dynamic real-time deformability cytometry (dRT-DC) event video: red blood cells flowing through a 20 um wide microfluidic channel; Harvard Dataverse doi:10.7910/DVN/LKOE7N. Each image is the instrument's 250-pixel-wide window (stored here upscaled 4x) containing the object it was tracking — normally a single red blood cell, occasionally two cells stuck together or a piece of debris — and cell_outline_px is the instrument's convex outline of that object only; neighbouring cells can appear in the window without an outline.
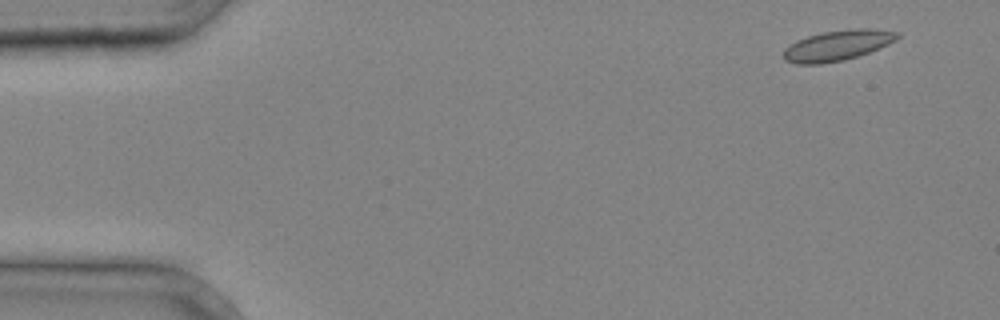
{"species": "common noctule bat (a hibernating species)", "species_latin": "Nyctalus noctula", "temperature_condition": "cold", "stored_images_in_passage": 5, "segment_of_instrument_passage": [2, 2], "camera_frame_rate_fps": 3000, "um_per_image_px": 0.085, "animal": {"sex": "male", "body_mass_g": 20.4}, "frame": {"image": 1, "passage_image": 5, "time_ms": 1.333, "image_size_px": [1000, 320], "cell_outline_px": [[900, 36], [896, 40], [888, 44], [868, 52], [844, 60], [820, 64], [796, 64], [784, 60], [784, 48], [796, 40], [808, 36], [824, 32], [856, 28], [868, 28], [900, 32]], "centroid_in_image_um": [71.17, 3.86], "position_along_channel_um": 13.8, "area_um2": 20.06}}